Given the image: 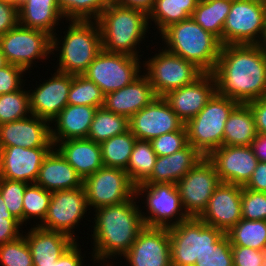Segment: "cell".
Masks as SVG:
<instances>
[{
	"instance_id": "52a82bcc",
	"label": "cell",
	"mask_w": 266,
	"mask_h": 266,
	"mask_svg": "<svg viewBox=\"0 0 266 266\" xmlns=\"http://www.w3.org/2000/svg\"><path fill=\"white\" fill-rule=\"evenodd\" d=\"M238 104L215 93L205 107L185 124L188 143L204 157L223 146L225 123Z\"/></svg>"
},
{
	"instance_id": "2e32d148",
	"label": "cell",
	"mask_w": 266,
	"mask_h": 266,
	"mask_svg": "<svg viewBox=\"0 0 266 266\" xmlns=\"http://www.w3.org/2000/svg\"><path fill=\"white\" fill-rule=\"evenodd\" d=\"M128 124L129 130L137 139L147 141L162 134L179 131L185 126L163 97H156L131 116Z\"/></svg>"
},
{
	"instance_id": "db71d44e",
	"label": "cell",
	"mask_w": 266,
	"mask_h": 266,
	"mask_svg": "<svg viewBox=\"0 0 266 266\" xmlns=\"http://www.w3.org/2000/svg\"><path fill=\"white\" fill-rule=\"evenodd\" d=\"M244 188L257 192H266V163L258 162L256 169Z\"/></svg>"
},
{
	"instance_id": "44dd1931",
	"label": "cell",
	"mask_w": 266,
	"mask_h": 266,
	"mask_svg": "<svg viewBox=\"0 0 266 266\" xmlns=\"http://www.w3.org/2000/svg\"><path fill=\"white\" fill-rule=\"evenodd\" d=\"M50 122L33 114L0 124V147L54 148Z\"/></svg>"
},
{
	"instance_id": "ee69618b",
	"label": "cell",
	"mask_w": 266,
	"mask_h": 266,
	"mask_svg": "<svg viewBox=\"0 0 266 266\" xmlns=\"http://www.w3.org/2000/svg\"><path fill=\"white\" fill-rule=\"evenodd\" d=\"M242 219L266 220V192H257L243 187Z\"/></svg>"
},
{
	"instance_id": "d6986e66",
	"label": "cell",
	"mask_w": 266,
	"mask_h": 266,
	"mask_svg": "<svg viewBox=\"0 0 266 266\" xmlns=\"http://www.w3.org/2000/svg\"><path fill=\"white\" fill-rule=\"evenodd\" d=\"M37 82L36 88L29 89L31 113L51 122L68 104L72 74L56 71L51 73V78Z\"/></svg>"
},
{
	"instance_id": "5bb4252c",
	"label": "cell",
	"mask_w": 266,
	"mask_h": 266,
	"mask_svg": "<svg viewBox=\"0 0 266 266\" xmlns=\"http://www.w3.org/2000/svg\"><path fill=\"white\" fill-rule=\"evenodd\" d=\"M83 186L90 211L125 202L135 196V185L126 171L120 168L103 166L87 176Z\"/></svg>"
},
{
	"instance_id": "3957f363",
	"label": "cell",
	"mask_w": 266,
	"mask_h": 266,
	"mask_svg": "<svg viewBox=\"0 0 266 266\" xmlns=\"http://www.w3.org/2000/svg\"><path fill=\"white\" fill-rule=\"evenodd\" d=\"M96 21L100 28L101 46L104 51L143 57V54L140 55L139 45L144 40L146 42L147 33L151 34L148 32V14L138 9L110 3Z\"/></svg>"
},
{
	"instance_id": "94428289",
	"label": "cell",
	"mask_w": 266,
	"mask_h": 266,
	"mask_svg": "<svg viewBox=\"0 0 266 266\" xmlns=\"http://www.w3.org/2000/svg\"><path fill=\"white\" fill-rule=\"evenodd\" d=\"M8 62L6 61V58L4 54L2 53L1 47H0V69L6 66Z\"/></svg>"
},
{
	"instance_id": "6125c7cd",
	"label": "cell",
	"mask_w": 266,
	"mask_h": 266,
	"mask_svg": "<svg viewBox=\"0 0 266 266\" xmlns=\"http://www.w3.org/2000/svg\"><path fill=\"white\" fill-rule=\"evenodd\" d=\"M115 263L114 262H110V263H105V264H102V266H113ZM115 266V265H114Z\"/></svg>"
},
{
	"instance_id": "f907efd6",
	"label": "cell",
	"mask_w": 266,
	"mask_h": 266,
	"mask_svg": "<svg viewBox=\"0 0 266 266\" xmlns=\"http://www.w3.org/2000/svg\"><path fill=\"white\" fill-rule=\"evenodd\" d=\"M81 250H83L81 244L76 241L56 262L48 266H86L84 263L86 254Z\"/></svg>"
},
{
	"instance_id": "74e56055",
	"label": "cell",
	"mask_w": 266,
	"mask_h": 266,
	"mask_svg": "<svg viewBox=\"0 0 266 266\" xmlns=\"http://www.w3.org/2000/svg\"><path fill=\"white\" fill-rule=\"evenodd\" d=\"M51 196L52 192L45 190L36 183H30L26 186L23 198V224L25 227L27 223L30 225L31 220L34 221L33 226H38L39 223L43 222L49 208Z\"/></svg>"
},
{
	"instance_id": "277c9868",
	"label": "cell",
	"mask_w": 266,
	"mask_h": 266,
	"mask_svg": "<svg viewBox=\"0 0 266 266\" xmlns=\"http://www.w3.org/2000/svg\"><path fill=\"white\" fill-rule=\"evenodd\" d=\"M68 22V29L63 31L64 36L60 37L61 33L52 36L51 52L52 55L58 52L55 56L59 62L54 66V71L82 75L102 50L100 28L97 21Z\"/></svg>"
},
{
	"instance_id": "b9f144b4",
	"label": "cell",
	"mask_w": 266,
	"mask_h": 266,
	"mask_svg": "<svg viewBox=\"0 0 266 266\" xmlns=\"http://www.w3.org/2000/svg\"><path fill=\"white\" fill-rule=\"evenodd\" d=\"M0 265L34 266L32 254L23 234L11 242L0 245Z\"/></svg>"
},
{
	"instance_id": "6da1fadb",
	"label": "cell",
	"mask_w": 266,
	"mask_h": 266,
	"mask_svg": "<svg viewBox=\"0 0 266 266\" xmlns=\"http://www.w3.org/2000/svg\"><path fill=\"white\" fill-rule=\"evenodd\" d=\"M212 75L216 93L238 103L266 96V57L257 44L221 46Z\"/></svg>"
},
{
	"instance_id": "60d3db41",
	"label": "cell",
	"mask_w": 266,
	"mask_h": 266,
	"mask_svg": "<svg viewBox=\"0 0 266 266\" xmlns=\"http://www.w3.org/2000/svg\"><path fill=\"white\" fill-rule=\"evenodd\" d=\"M0 95V124L31 115L29 90L23 89Z\"/></svg>"
},
{
	"instance_id": "bcb514c9",
	"label": "cell",
	"mask_w": 266,
	"mask_h": 266,
	"mask_svg": "<svg viewBox=\"0 0 266 266\" xmlns=\"http://www.w3.org/2000/svg\"><path fill=\"white\" fill-rule=\"evenodd\" d=\"M195 266H234L229 239L226 237L216 249L210 250L197 259Z\"/></svg>"
},
{
	"instance_id": "d4e9b609",
	"label": "cell",
	"mask_w": 266,
	"mask_h": 266,
	"mask_svg": "<svg viewBox=\"0 0 266 266\" xmlns=\"http://www.w3.org/2000/svg\"><path fill=\"white\" fill-rule=\"evenodd\" d=\"M22 233L30 249L34 266H48L56 262L76 241L57 231L31 225Z\"/></svg>"
},
{
	"instance_id": "7a4b0ae2",
	"label": "cell",
	"mask_w": 266,
	"mask_h": 266,
	"mask_svg": "<svg viewBox=\"0 0 266 266\" xmlns=\"http://www.w3.org/2000/svg\"><path fill=\"white\" fill-rule=\"evenodd\" d=\"M137 203V204H136ZM136 196L125 202L100 207L93 212V231L91 228V251L90 261L93 265L119 261L130 249L139 232L145 227L141 205L138 204ZM93 232V234H92ZM93 241V242H92ZM120 256V258H119ZM119 258V260H118ZM111 259V260H110Z\"/></svg>"
},
{
	"instance_id": "f6af8a7d",
	"label": "cell",
	"mask_w": 266,
	"mask_h": 266,
	"mask_svg": "<svg viewBox=\"0 0 266 266\" xmlns=\"http://www.w3.org/2000/svg\"><path fill=\"white\" fill-rule=\"evenodd\" d=\"M151 144L157 156L171 155L189 144L186 127L184 126L179 131L162 134L152 139Z\"/></svg>"
},
{
	"instance_id": "4316f807",
	"label": "cell",
	"mask_w": 266,
	"mask_h": 266,
	"mask_svg": "<svg viewBox=\"0 0 266 266\" xmlns=\"http://www.w3.org/2000/svg\"><path fill=\"white\" fill-rule=\"evenodd\" d=\"M54 148L83 180L104 166L100 143L87 138L59 141Z\"/></svg>"
},
{
	"instance_id": "f35d334b",
	"label": "cell",
	"mask_w": 266,
	"mask_h": 266,
	"mask_svg": "<svg viewBox=\"0 0 266 266\" xmlns=\"http://www.w3.org/2000/svg\"><path fill=\"white\" fill-rule=\"evenodd\" d=\"M66 21H96L110 5V0H57Z\"/></svg>"
},
{
	"instance_id": "8992f818",
	"label": "cell",
	"mask_w": 266,
	"mask_h": 266,
	"mask_svg": "<svg viewBox=\"0 0 266 266\" xmlns=\"http://www.w3.org/2000/svg\"><path fill=\"white\" fill-rule=\"evenodd\" d=\"M168 230L171 266H195L197 259L216 249L227 237L223 231L196 217H190Z\"/></svg>"
},
{
	"instance_id": "836d02e7",
	"label": "cell",
	"mask_w": 266,
	"mask_h": 266,
	"mask_svg": "<svg viewBox=\"0 0 266 266\" xmlns=\"http://www.w3.org/2000/svg\"><path fill=\"white\" fill-rule=\"evenodd\" d=\"M128 130L129 124L126 116L99 107L94 115L87 139L101 143Z\"/></svg>"
},
{
	"instance_id": "8fae6325",
	"label": "cell",
	"mask_w": 266,
	"mask_h": 266,
	"mask_svg": "<svg viewBox=\"0 0 266 266\" xmlns=\"http://www.w3.org/2000/svg\"><path fill=\"white\" fill-rule=\"evenodd\" d=\"M266 27V1L232 0L222 31L223 45L258 44Z\"/></svg>"
},
{
	"instance_id": "91938a15",
	"label": "cell",
	"mask_w": 266,
	"mask_h": 266,
	"mask_svg": "<svg viewBox=\"0 0 266 266\" xmlns=\"http://www.w3.org/2000/svg\"><path fill=\"white\" fill-rule=\"evenodd\" d=\"M5 3L15 6L17 9L21 6L24 0H2Z\"/></svg>"
},
{
	"instance_id": "83f0119b",
	"label": "cell",
	"mask_w": 266,
	"mask_h": 266,
	"mask_svg": "<svg viewBox=\"0 0 266 266\" xmlns=\"http://www.w3.org/2000/svg\"><path fill=\"white\" fill-rule=\"evenodd\" d=\"M205 157L191 144L167 156H158L151 175L145 183L176 184Z\"/></svg>"
},
{
	"instance_id": "5b68a950",
	"label": "cell",
	"mask_w": 266,
	"mask_h": 266,
	"mask_svg": "<svg viewBox=\"0 0 266 266\" xmlns=\"http://www.w3.org/2000/svg\"><path fill=\"white\" fill-rule=\"evenodd\" d=\"M159 37L163 43L160 49L193 63L203 73H212L215 69L222 46L220 40L192 17L168 26Z\"/></svg>"
},
{
	"instance_id": "f5cc1de1",
	"label": "cell",
	"mask_w": 266,
	"mask_h": 266,
	"mask_svg": "<svg viewBox=\"0 0 266 266\" xmlns=\"http://www.w3.org/2000/svg\"><path fill=\"white\" fill-rule=\"evenodd\" d=\"M247 104L253 112L257 133L266 134V96Z\"/></svg>"
},
{
	"instance_id": "ab89813d",
	"label": "cell",
	"mask_w": 266,
	"mask_h": 266,
	"mask_svg": "<svg viewBox=\"0 0 266 266\" xmlns=\"http://www.w3.org/2000/svg\"><path fill=\"white\" fill-rule=\"evenodd\" d=\"M105 94L84 75H72L71 87L68 94L69 105H88L96 108L103 107Z\"/></svg>"
},
{
	"instance_id": "681fc988",
	"label": "cell",
	"mask_w": 266,
	"mask_h": 266,
	"mask_svg": "<svg viewBox=\"0 0 266 266\" xmlns=\"http://www.w3.org/2000/svg\"><path fill=\"white\" fill-rule=\"evenodd\" d=\"M19 24L18 9L0 0V36Z\"/></svg>"
},
{
	"instance_id": "6f0895ef",
	"label": "cell",
	"mask_w": 266,
	"mask_h": 266,
	"mask_svg": "<svg viewBox=\"0 0 266 266\" xmlns=\"http://www.w3.org/2000/svg\"><path fill=\"white\" fill-rule=\"evenodd\" d=\"M6 219H16L13 214H11L6 207V204L3 201V198L0 194V220Z\"/></svg>"
},
{
	"instance_id": "f1b7e54d",
	"label": "cell",
	"mask_w": 266,
	"mask_h": 266,
	"mask_svg": "<svg viewBox=\"0 0 266 266\" xmlns=\"http://www.w3.org/2000/svg\"><path fill=\"white\" fill-rule=\"evenodd\" d=\"M83 181L77 171L53 148L44 158L35 183L53 192L83 187Z\"/></svg>"
},
{
	"instance_id": "9f6ffc18",
	"label": "cell",
	"mask_w": 266,
	"mask_h": 266,
	"mask_svg": "<svg viewBox=\"0 0 266 266\" xmlns=\"http://www.w3.org/2000/svg\"><path fill=\"white\" fill-rule=\"evenodd\" d=\"M250 147L258 162L266 163V134L257 133Z\"/></svg>"
},
{
	"instance_id": "9a60e30c",
	"label": "cell",
	"mask_w": 266,
	"mask_h": 266,
	"mask_svg": "<svg viewBox=\"0 0 266 266\" xmlns=\"http://www.w3.org/2000/svg\"><path fill=\"white\" fill-rule=\"evenodd\" d=\"M220 184L214 165L206 157L181 178L176 186L187 215L198 218Z\"/></svg>"
},
{
	"instance_id": "680465c9",
	"label": "cell",
	"mask_w": 266,
	"mask_h": 266,
	"mask_svg": "<svg viewBox=\"0 0 266 266\" xmlns=\"http://www.w3.org/2000/svg\"><path fill=\"white\" fill-rule=\"evenodd\" d=\"M257 45L259 46V48L263 52L264 56L266 57V27H265L263 34H262V37H261V39Z\"/></svg>"
},
{
	"instance_id": "e0dca14e",
	"label": "cell",
	"mask_w": 266,
	"mask_h": 266,
	"mask_svg": "<svg viewBox=\"0 0 266 266\" xmlns=\"http://www.w3.org/2000/svg\"><path fill=\"white\" fill-rule=\"evenodd\" d=\"M206 158L214 165L222 183L242 187L248 183L258 164L250 146L223 145Z\"/></svg>"
},
{
	"instance_id": "9c48e42d",
	"label": "cell",
	"mask_w": 266,
	"mask_h": 266,
	"mask_svg": "<svg viewBox=\"0 0 266 266\" xmlns=\"http://www.w3.org/2000/svg\"><path fill=\"white\" fill-rule=\"evenodd\" d=\"M151 58L142 60L143 73L148 77L157 97L193 83L203 72L193 63L166 49H158Z\"/></svg>"
},
{
	"instance_id": "11a10c76",
	"label": "cell",
	"mask_w": 266,
	"mask_h": 266,
	"mask_svg": "<svg viewBox=\"0 0 266 266\" xmlns=\"http://www.w3.org/2000/svg\"><path fill=\"white\" fill-rule=\"evenodd\" d=\"M110 2L120 6L138 9L149 14L153 8L155 0H110Z\"/></svg>"
},
{
	"instance_id": "ac0fdd59",
	"label": "cell",
	"mask_w": 266,
	"mask_h": 266,
	"mask_svg": "<svg viewBox=\"0 0 266 266\" xmlns=\"http://www.w3.org/2000/svg\"><path fill=\"white\" fill-rule=\"evenodd\" d=\"M121 258L127 266H171L168 228L145 226Z\"/></svg>"
},
{
	"instance_id": "816d5d0a",
	"label": "cell",
	"mask_w": 266,
	"mask_h": 266,
	"mask_svg": "<svg viewBox=\"0 0 266 266\" xmlns=\"http://www.w3.org/2000/svg\"><path fill=\"white\" fill-rule=\"evenodd\" d=\"M22 228L23 225L17 219L0 220V245L20 237L23 234L21 232L25 231Z\"/></svg>"
},
{
	"instance_id": "603a6c76",
	"label": "cell",
	"mask_w": 266,
	"mask_h": 266,
	"mask_svg": "<svg viewBox=\"0 0 266 266\" xmlns=\"http://www.w3.org/2000/svg\"><path fill=\"white\" fill-rule=\"evenodd\" d=\"M52 149L0 147V178L35 183L43 160Z\"/></svg>"
},
{
	"instance_id": "d6a6232c",
	"label": "cell",
	"mask_w": 266,
	"mask_h": 266,
	"mask_svg": "<svg viewBox=\"0 0 266 266\" xmlns=\"http://www.w3.org/2000/svg\"><path fill=\"white\" fill-rule=\"evenodd\" d=\"M232 0H200L191 16L204 30L216 36L222 45V31Z\"/></svg>"
},
{
	"instance_id": "484cf974",
	"label": "cell",
	"mask_w": 266,
	"mask_h": 266,
	"mask_svg": "<svg viewBox=\"0 0 266 266\" xmlns=\"http://www.w3.org/2000/svg\"><path fill=\"white\" fill-rule=\"evenodd\" d=\"M97 109L88 105L67 104L50 122L53 144L70 139L87 138Z\"/></svg>"
},
{
	"instance_id": "30bf717a",
	"label": "cell",
	"mask_w": 266,
	"mask_h": 266,
	"mask_svg": "<svg viewBox=\"0 0 266 266\" xmlns=\"http://www.w3.org/2000/svg\"><path fill=\"white\" fill-rule=\"evenodd\" d=\"M0 47L9 64L19 66L31 74L33 66L35 68L40 60H48L52 55V36L18 24L0 36Z\"/></svg>"
},
{
	"instance_id": "be15d7a7",
	"label": "cell",
	"mask_w": 266,
	"mask_h": 266,
	"mask_svg": "<svg viewBox=\"0 0 266 266\" xmlns=\"http://www.w3.org/2000/svg\"><path fill=\"white\" fill-rule=\"evenodd\" d=\"M264 266H266V250L264 251Z\"/></svg>"
},
{
	"instance_id": "7bdbcfd3",
	"label": "cell",
	"mask_w": 266,
	"mask_h": 266,
	"mask_svg": "<svg viewBox=\"0 0 266 266\" xmlns=\"http://www.w3.org/2000/svg\"><path fill=\"white\" fill-rule=\"evenodd\" d=\"M28 184L0 178V194L9 212L23 225V198Z\"/></svg>"
},
{
	"instance_id": "7dc6e473",
	"label": "cell",
	"mask_w": 266,
	"mask_h": 266,
	"mask_svg": "<svg viewBox=\"0 0 266 266\" xmlns=\"http://www.w3.org/2000/svg\"><path fill=\"white\" fill-rule=\"evenodd\" d=\"M24 69L13 64H7L0 69V95L20 90L25 86ZM25 78V80L23 79ZM24 83V84H23Z\"/></svg>"
},
{
	"instance_id": "cb8c5ba5",
	"label": "cell",
	"mask_w": 266,
	"mask_h": 266,
	"mask_svg": "<svg viewBox=\"0 0 266 266\" xmlns=\"http://www.w3.org/2000/svg\"><path fill=\"white\" fill-rule=\"evenodd\" d=\"M156 97L148 77L142 73L131 84L107 93L104 98L103 107L129 119L149 105Z\"/></svg>"
},
{
	"instance_id": "ffe728a7",
	"label": "cell",
	"mask_w": 266,
	"mask_h": 266,
	"mask_svg": "<svg viewBox=\"0 0 266 266\" xmlns=\"http://www.w3.org/2000/svg\"><path fill=\"white\" fill-rule=\"evenodd\" d=\"M242 191V186L221 182L198 218L227 233L242 219Z\"/></svg>"
},
{
	"instance_id": "7c38bea8",
	"label": "cell",
	"mask_w": 266,
	"mask_h": 266,
	"mask_svg": "<svg viewBox=\"0 0 266 266\" xmlns=\"http://www.w3.org/2000/svg\"><path fill=\"white\" fill-rule=\"evenodd\" d=\"M141 58L103 49L82 74L93 81L106 95L131 84L143 69Z\"/></svg>"
},
{
	"instance_id": "ba28073f",
	"label": "cell",
	"mask_w": 266,
	"mask_h": 266,
	"mask_svg": "<svg viewBox=\"0 0 266 266\" xmlns=\"http://www.w3.org/2000/svg\"><path fill=\"white\" fill-rule=\"evenodd\" d=\"M135 196L138 202L145 201L141 203L145 205L142 207L146 210L144 212L141 208L140 213L147 227L170 228L190 218L182 206L179 191L174 183L142 182L135 186Z\"/></svg>"
},
{
	"instance_id": "4fadbf2b",
	"label": "cell",
	"mask_w": 266,
	"mask_h": 266,
	"mask_svg": "<svg viewBox=\"0 0 266 266\" xmlns=\"http://www.w3.org/2000/svg\"><path fill=\"white\" fill-rule=\"evenodd\" d=\"M91 213L87 203L85 188H75L70 190H57L52 192L49 208L43 222L38 226L62 232L70 236L74 241H78L75 236V229L79 227L83 217ZM77 237V239H76Z\"/></svg>"
},
{
	"instance_id": "1f68e13d",
	"label": "cell",
	"mask_w": 266,
	"mask_h": 266,
	"mask_svg": "<svg viewBox=\"0 0 266 266\" xmlns=\"http://www.w3.org/2000/svg\"><path fill=\"white\" fill-rule=\"evenodd\" d=\"M200 0H155L148 14L149 25L160 34L168 26L189 19ZM153 22V24H151Z\"/></svg>"
},
{
	"instance_id": "4dcf8cb0",
	"label": "cell",
	"mask_w": 266,
	"mask_h": 266,
	"mask_svg": "<svg viewBox=\"0 0 266 266\" xmlns=\"http://www.w3.org/2000/svg\"><path fill=\"white\" fill-rule=\"evenodd\" d=\"M256 135L255 119L250 106L239 103L225 123L223 145L250 146Z\"/></svg>"
},
{
	"instance_id": "e575fe53",
	"label": "cell",
	"mask_w": 266,
	"mask_h": 266,
	"mask_svg": "<svg viewBox=\"0 0 266 266\" xmlns=\"http://www.w3.org/2000/svg\"><path fill=\"white\" fill-rule=\"evenodd\" d=\"M231 246L266 250V220L241 219L227 233Z\"/></svg>"
},
{
	"instance_id": "8d00e7d4",
	"label": "cell",
	"mask_w": 266,
	"mask_h": 266,
	"mask_svg": "<svg viewBox=\"0 0 266 266\" xmlns=\"http://www.w3.org/2000/svg\"><path fill=\"white\" fill-rule=\"evenodd\" d=\"M157 157L151 141L139 139L135 141L125 170L135 186L144 182L151 175Z\"/></svg>"
},
{
	"instance_id": "c3c4849f",
	"label": "cell",
	"mask_w": 266,
	"mask_h": 266,
	"mask_svg": "<svg viewBox=\"0 0 266 266\" xmlns=\"http://www.w3.org/2000/svg\"><path fill=\"white\" fill-rule=\"evenodd\" d=\"M234 266H264V251L250 247L231 246Z\"/></svg>"
},
{
	"instance_id": "d590c367",
	"label": "cell",
	"mask_w": 266,
	"mask_h": 266,
	"mask_svg": "<svg viewBox=\"0 0 266 266\" xmlns=\"http://www.w3.org/2000/svg\"><path fill=\"white\" fill-rule=\"evenodd\" d=\"M136 140L135 135L128 130L101 142L103 165L126 170Z\"/></svg>"
},
{
	"instance_id": "f546056e",
	"label": "cell",
	"mask_w": 266,
	"mask_h": 266,
	"mask_svg": "<svg viewBox=\"0 0 266 266\" xmlns=\"http://www.w3.org/2000/svg\"><path fill=\"white\" fill-rule=\"evenodd\" d=\"M64 20L57 0H24L18 8L20 26L38 29L51 36L59 32L56 28L61 21L64 23Z\"/></svg>"
},
{
	"instance_id": "7402d4cb",
	"label": "cell",
	"mask_w": 266,
	"mask_h": 266,
	"mask_svg": "<svg viewBox=\"0 0 266 266\" xmlns=\"http://www.w3.org/2000/svg\"><path fill=\"white\" fill-rule=\"evenodd\" d=\"M216 93L212 73H203L189 85L168 92L163 98L179 119L186 124L195 117Z\"/></svg>"
}]
</instances>
